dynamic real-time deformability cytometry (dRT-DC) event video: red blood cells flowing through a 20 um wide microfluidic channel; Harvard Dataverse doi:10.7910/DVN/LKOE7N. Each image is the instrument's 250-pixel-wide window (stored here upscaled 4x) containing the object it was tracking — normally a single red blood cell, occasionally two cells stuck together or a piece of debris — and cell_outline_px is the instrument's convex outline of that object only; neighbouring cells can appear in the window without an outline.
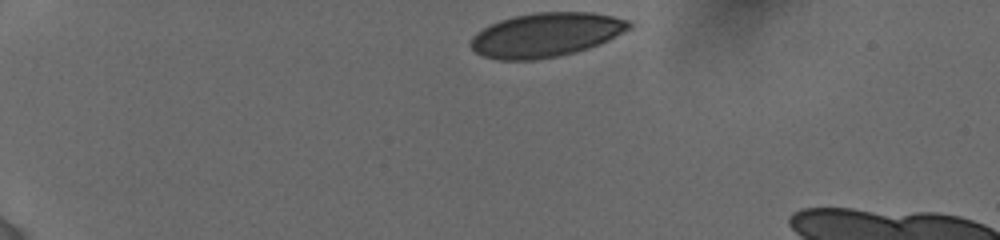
{"species": "human", "species_latin": "Homo sapiens", "temperature_condition": "cold", "stored_images_in_passage": 31, "camera_frame_rate_fps": 3000, "um_per_image_px": 0.085, "donor": {"sex": "female"}, "frame": {"image": 1, "passage_image": 1, "time_ms": 0.0, "image_size_px": [1000, 240], "cell_outline_px": [[632, 28], [600, 44], [576, 52], [536, 60], [496, 60], [484, 56], [476, 52], [468, 44], [472, 36], [476, 32], [500, 20], [512, 16], [536, 12], [592, 12], [612, 16], [628, 20], [632, 24]], "centroid_in_image_um": [46.4, 2.96], "position_along_channel_um": 38.6, "area_um2": 40.86}}
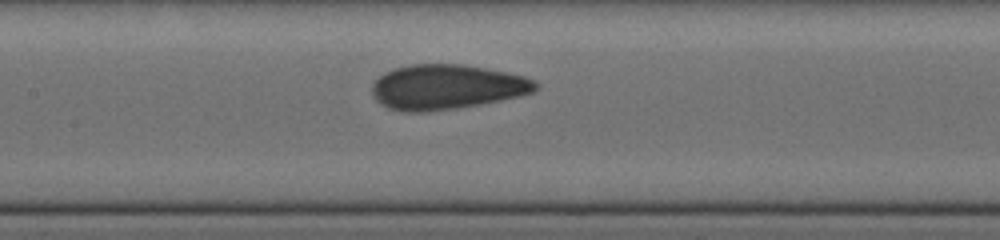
{"frame": {"image": 2, "passage_image": 19, "time_ms": 5.333, "image_size_px": [1000, 240], "cell_outline_px": [[540, 88], [536, 92], [520, 96], [460, 108], [424, 112], [400, 112], [388, 108], [380, 104], [372, 96], [372, 84], [384, 72], [396, 68], [412, 64], [464, 64], [508, 72], [524, 76], [536, 80], [540, 84]], "centroid_in_image_um": [38.0, 7.4], "position_along_channel_um": 169.4, "area_um2": 43.35}}
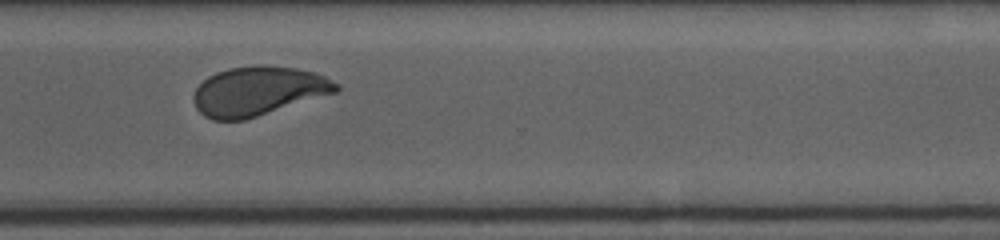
{"frame": {"image": 3, "passage_image": 30, "time_ms": 10.0, "image_size_px": [1000, 240], "cell_outline_px": [[340, 88], [336, 92], [244, 120], [212, 120], [204, 116], [196, 108], [192, 100], [192, 96], [196, 88], [208, 76], [216, 72], [228, 68], [256, 64], [264, 64], [296, 68], [316, 72], [340, 84]], "centroid_in_image_um": [21.92, 7.72], "position_along_channel_um": 348.7, "area_um2": 41.04}}